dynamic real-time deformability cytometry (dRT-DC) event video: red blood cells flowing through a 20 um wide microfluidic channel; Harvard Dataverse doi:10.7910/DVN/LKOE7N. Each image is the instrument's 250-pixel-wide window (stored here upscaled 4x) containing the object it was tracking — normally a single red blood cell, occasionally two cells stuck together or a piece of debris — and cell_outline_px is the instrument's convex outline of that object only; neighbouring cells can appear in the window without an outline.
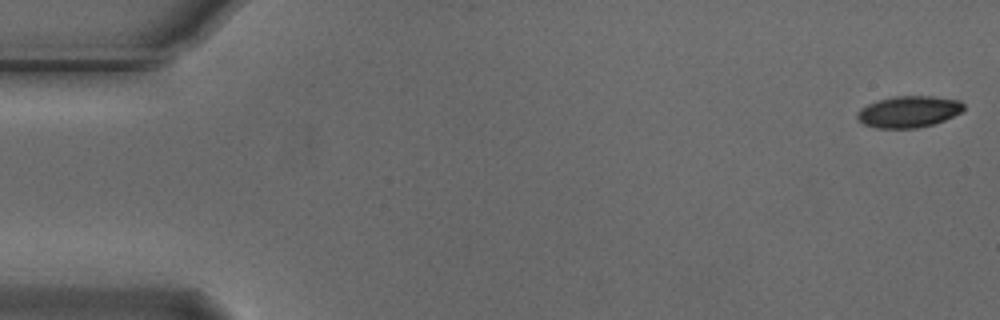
{"species": "Egyptian fruit bat (a non-hibernating species)", "species_latin": "Rousettus aegyptiacus", "temperature_condition": "cold", "stored_images_in_passage": 44, "camera_frame_rate_fps": 3000, "um_per_image_px": 0.085, "animal": {"sex": "male"}, "frame": {"image": 1, "passage_image": 1, "time_ms": 0.0, "image_size_px": [1000, 320], "cell_outline_px": [[964, 108], [960, 112], [944, 120], [932, 124], [916, 128], [876, 128], [864, 124], [856, 116], [856, 112], [860, 108], [876, 100], [892, 96], [932, 96], [960, 100], [964, 104]], "centroid_in_image_um": [77.21, 9.48], "position_along_channel_um": 7.8, "area_um2": 19.54}}
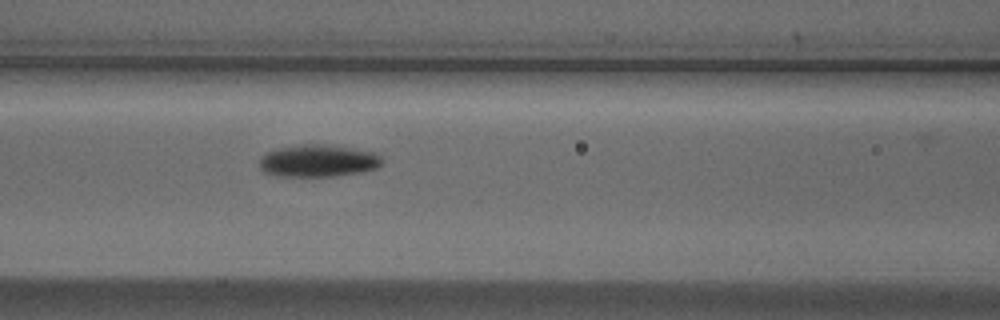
{"frame": {"image": 2, "passage_image": 23, "time_ms": 7.333, "image_size_px": [1000, 320], "cell_outline_px": [[380, 164], [376, 168], [360, 172], [336, 176], [276, 176], [264, 172], [260, 168], [260, 156], [276, 148], [304, 144], [320, 144], [352, 148], [376, 152], [380, 156]], "centroid_in_image_um": [27.0, 13.67], "position_along_channel_um": 139.6, "area_um2": 22.95}}
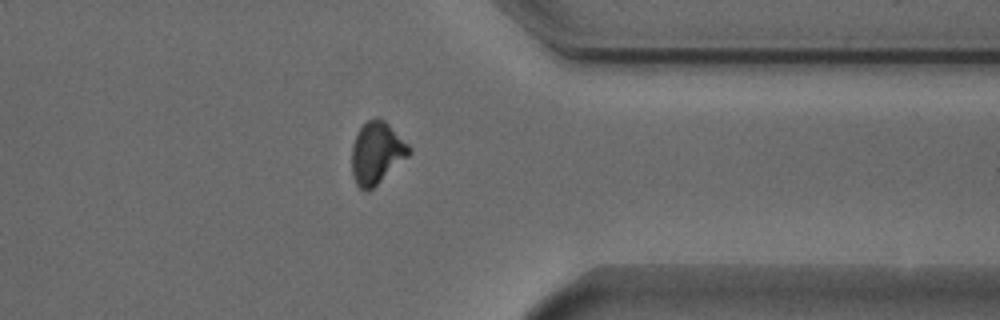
{"frame": {"image": 3, "passage_image": 43, "time_ms": 14.0, "image_size_px": [1000, 320], "cell_outline_px": [[412, 152], [408, 156], [368, 192], [364, 192], [356, 184], [352, 176], [352, 144], [360, 128], [368, 120], [384, 120], [412, 148]], "centroid_in_image_um": [32.01, 13.04], "position_along_channel_um": 379.4, "area_um2": 20.35}}